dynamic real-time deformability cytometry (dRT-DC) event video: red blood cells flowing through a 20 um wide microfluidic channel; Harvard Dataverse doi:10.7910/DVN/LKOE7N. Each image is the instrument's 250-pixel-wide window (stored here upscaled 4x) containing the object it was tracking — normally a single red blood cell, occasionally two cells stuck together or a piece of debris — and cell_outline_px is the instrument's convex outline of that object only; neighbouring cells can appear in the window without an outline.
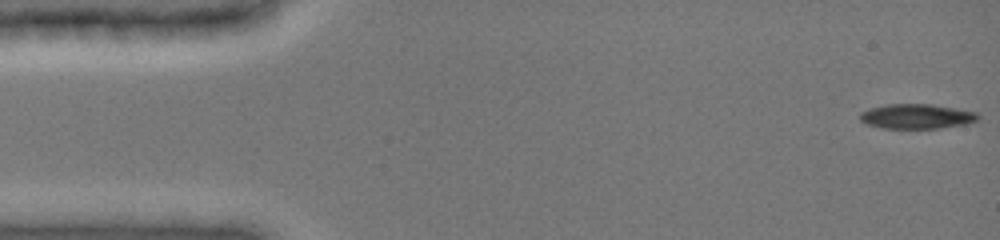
{"species": "common noctule bat (a hibernating species)", "species_latin": "Nyctalus noctula", "temperature_condition": "cold", "stored_images_in_passage": 47, "camera_frame_rate_fps": 3000, "um_per_image_px": 0.085, "animal": {"sex": "female", "body_mass_g": 19.0, "forearm_length_mm": 51.5}, "frame": {"image": 1, "passage_image": 1, "time_ms": 0.0, "image_size_px": [1000, 240], "cell_outline_px": [[980, 116], [976, 120], [964, 124], [940, 128], [880, 128], [868, 124], [860, 120], [860, 112], [868, 108], [888, 104], [932, 104], [956, 108], [976, 112]], "centroid_in_image_um": [77.89, 9.88], "position_along_channel_um": 7.1, "area_um2": 16.99}}
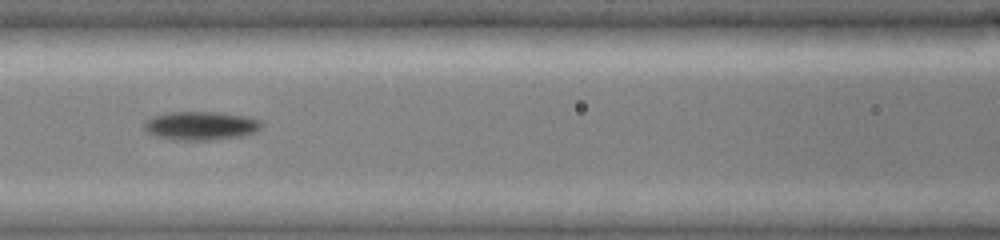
{"frame": {"image": 2, "passage_image": 21, "time_ms": 6.667, "image_size_px": [1000, 240], "cell_outline_px": [[264, 124], [256, 132], [240, 136], [208, 140], [176, 140], [156, 136], [148, 132], [144, 128], [144, 120], [152, 116], [168, 112], [216, 112], [244, 116], [260, 120]], "centroid_in_image_um": [17.04, 10.68], "position_along_channel_um": 149.6, "area_um2": 19.54}}
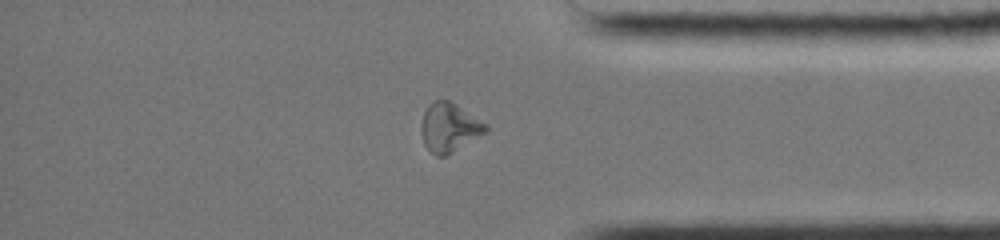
{"frame": {"image": 3, "passage_image": 40, "time_ms": 13.0, "image_size_px": [1000, 240], "cell_outline_px": [[488, 132], [444, 156], [436, 156], [424, 144], [420, 132], [420, 124], [424, 112], [428, 104], [432, 100], [448, 100], [456, 104], [488, 124]], "centroid_in_image_um": [38.18, 10.81], "position_along_channel_um": 397.0, "area_um2": 18.5}}